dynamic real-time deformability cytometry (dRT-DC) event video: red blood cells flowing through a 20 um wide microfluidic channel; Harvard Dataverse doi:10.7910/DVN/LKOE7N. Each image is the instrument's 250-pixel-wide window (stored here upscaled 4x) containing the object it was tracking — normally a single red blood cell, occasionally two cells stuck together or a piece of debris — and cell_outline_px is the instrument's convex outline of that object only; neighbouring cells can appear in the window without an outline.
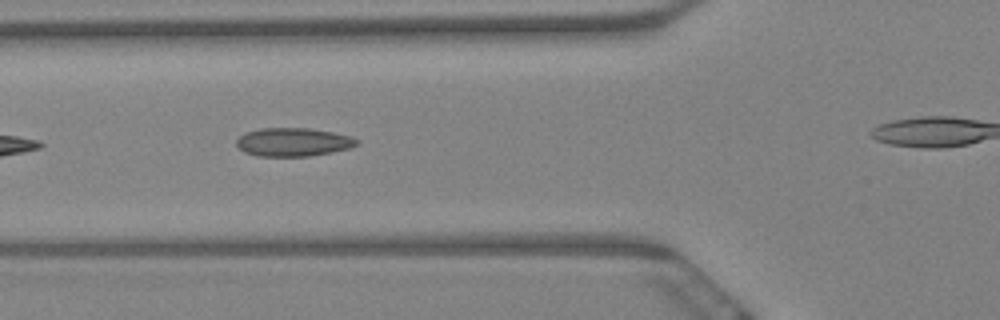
{"species": "Egyptian fruit bat (a non-hibernating species)", "species_latin": "Rousettus aegyptiacus", "temperature_condition": "warm", "stored_images_in_passage": 8, "camera_frame_rate_fps": 3000, "um_per_image_px": 0.085, "animal": {"sex": "female"}, "frame": {"image": 1, "passage_image": 6, "time_ms": 1.667, "image_size_px": [1000, 320], "cell_outline_px": [[360, 144], [348, 148], [332, 152], [308, 156], [256, 156], [244, 152], [236, 144], [236, 140], [244, 132], [260, 128], [308, 128], [332, 132], [352, 136], [360, 140]], "centroid_in_image_um": [24.93, 12.07], "position_along_channel_um": 100.9, "area_um2": 20.06}}